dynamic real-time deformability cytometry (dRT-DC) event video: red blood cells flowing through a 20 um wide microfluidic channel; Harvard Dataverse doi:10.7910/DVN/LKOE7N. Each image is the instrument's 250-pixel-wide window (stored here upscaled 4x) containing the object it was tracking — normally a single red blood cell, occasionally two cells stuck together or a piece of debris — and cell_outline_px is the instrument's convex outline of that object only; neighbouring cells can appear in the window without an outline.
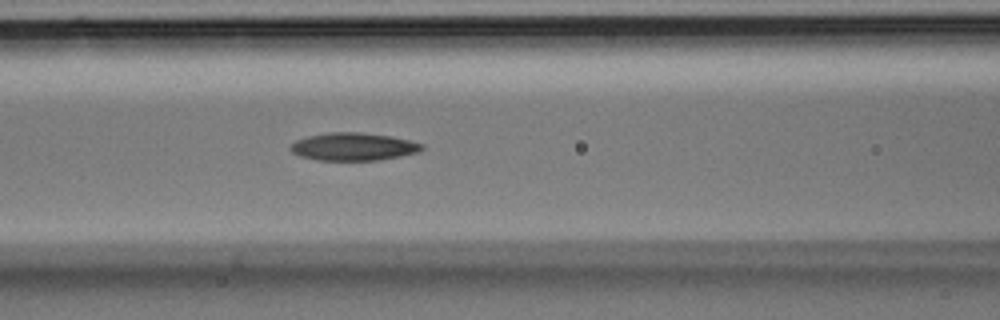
{"species": "Egyptian fruit bat (a non-hibernating species)", "species_latin": "Rousettus aegyptiacus", "temperature_condition": "room temperature", "stored_images_in_passage": 34, "camera_frame_rate_fps": 3000, "um_per_image_px": 0.085, "animal": {"sex": "male"}, "frame": {"image": 1, "passage_image": 15, "time_ms": 4.667, "image_size_px": [1000, 320], "cell_outline_px": [[424, 148], [420, 152], [380, 160], [316, 160], [300, 156], [292, 152], [288, 148], [296, 140], [308, 136], [332, 132], [360, 132], [392, 136], [424, 144]], "centroid_in_image_um": [30.05, 12.47], "position_along_channel_um": 136.5, "area_um2": 21.33}}
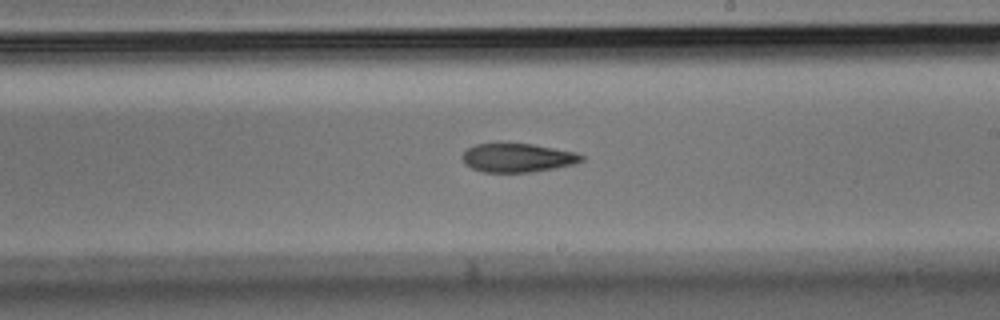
{"frame": {"image": 2, "passage_image": 21, "time_ms": 6.667, "image_size_px": [1000, 320], "cell_outline_px": [[584, 160], [576, 164], [556, 168], [528, 172], [484, 172], [472, 168], [464, 164], [460, 156], [468, 148], [476, 144], [500, 140], [532, 144], [576, 152], [584, 156]], "centroid_in_image_um": [43.96, 13.37], "position_along_channel_um": 245.0, "area_um2": 20.75}}
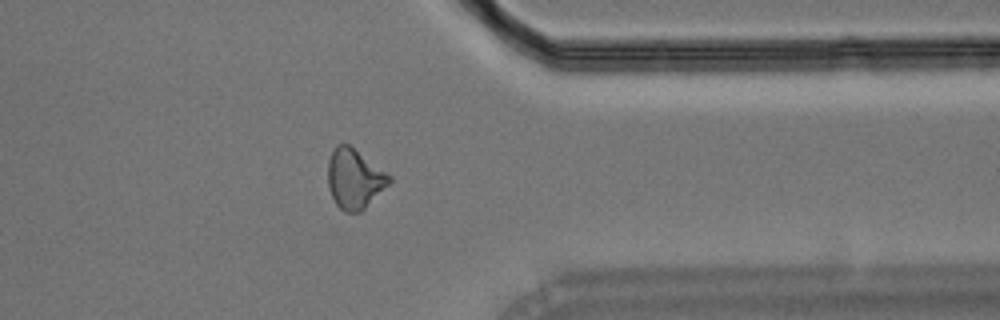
{"frame": {"image": 3, "passage_image": 29, "time_ms": 9.333, "image_size_px": [1000, 320], "cell_outline_px": [[392, 180], [360, 212], [344, 212], [336, 204], [328, 188], [328, 160], [332, 148], [336, 144], [348, 144], [392, 176]], "centroid_in_image_um": [30.1, 15.18], "position_along_channel_um": 381.3, "area_um2": 21.15}}